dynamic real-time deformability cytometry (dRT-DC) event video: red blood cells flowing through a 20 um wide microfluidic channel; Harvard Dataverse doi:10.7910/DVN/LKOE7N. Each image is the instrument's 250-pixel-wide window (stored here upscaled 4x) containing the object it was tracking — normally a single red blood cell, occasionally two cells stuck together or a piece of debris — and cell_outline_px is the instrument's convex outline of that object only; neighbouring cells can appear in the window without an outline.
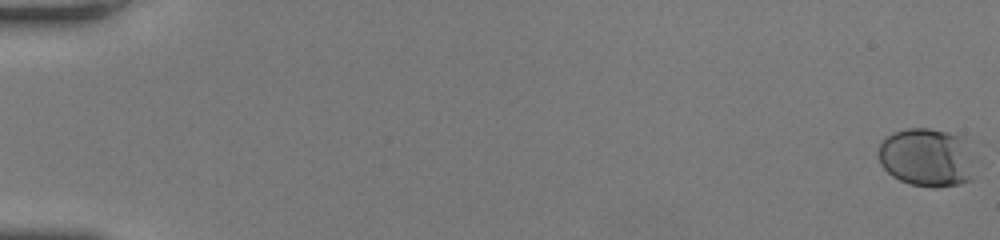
{"species": "human", "species_latin": "Homo sapiens", "temperature_condition": "room temperature", "stored_images_in_passage": 54, "camera_frame_rate_fps": 3000, "um_per_image_px": 0.085, "donor": {"sex": "female"}, "frame": {"image": 1, "passage_image": 1, "time_ms": 0.0, "image_size_px": [1000, 240], "cell_outline_px": [[972, 180], [960, 184], [936, 188], [912, 184], [900, 180], [892, 176], [880, 164], [876, 152], [880, 144], [892, 132], [908, 128], [928, 128], [964, 136]], "centroid_in_image_um": [78.69, 13.38], "position_along_channel_um": 6.3, "area_um2": 32.43}}
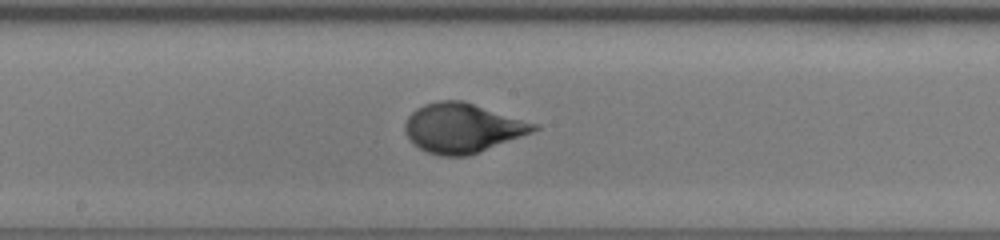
{"frame": {"image": 2, "passage_image": 31, "time_ms": 10.0, "image_size_px": [1000, 240], "cell_outline_px": [[540, 128], [532, 132], [468, 156], [440, 156], [428, 152], [412, 144], [404, 132], [404, 124], [408, 116], [416, 108], [424, 104], [440, 100], [464, 100], [540, 124]], "centroid_in_image_um": [39.3, 10.86], "position_along_channel_um": 208.9, "area_um2": 37.4}}
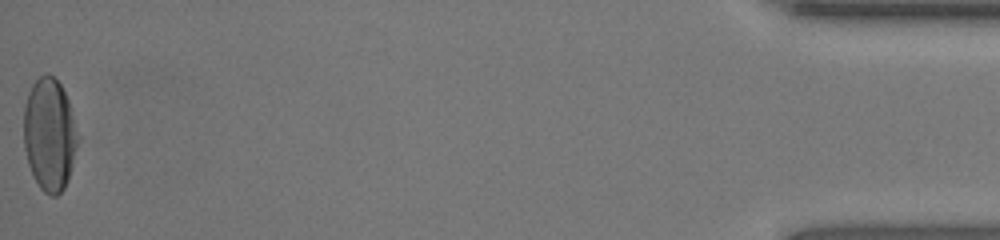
{"frame": {"image": 3, "passage_image": 54, "time_ms": 17.667, "image_size_px": [1000, 240], "cell_outline_px": [[80, 140], [64, 188], [56, 196], [52, 196], [44, 192], [40, 188], [28, 164], [24, 148], [24, 108], [28, 92], [32, 84], [40, 76], [48, 72], [60, 84], [68, 100], [80, 136]], "centroid_in_image_um": [4.22, 11.42], "position_along_channel_um": 431.0, "area_um2": 35.55}, "authors_computed_cell_mechanics": {"area_um2": 34.5355, "velocity_mm_per_s": 4.0833, "shape_relaxation_time_tau1_ms": 3.3086, "shape_relaxation_time_tau2_ms": null, "deformation_change_tau1": 0.1818, "deformation_change_tau2": null}}